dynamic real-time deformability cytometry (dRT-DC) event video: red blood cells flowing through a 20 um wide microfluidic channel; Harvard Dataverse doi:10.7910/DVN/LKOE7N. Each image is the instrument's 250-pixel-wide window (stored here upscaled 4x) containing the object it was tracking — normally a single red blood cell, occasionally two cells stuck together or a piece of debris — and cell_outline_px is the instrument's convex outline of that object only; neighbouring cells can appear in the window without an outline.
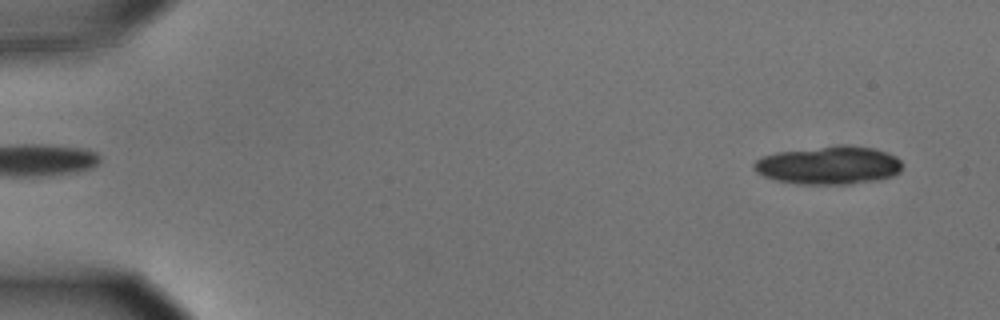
{"species": "common noctule bat (a hibernating species)", "species_latin": "Nyctalus noctula", "temperature_condition": "cold", "stored_images_in_passage": 43, "camera_frame_rate_fps": 3000, "um_per_image_px": 0.085, "animal": {"sex": "male", "body_mass_g": 15.6}, "frame": {"image": 1, "passage_image": 3, "time_ms": 0.667, "image_size_px": [1000, 320], "cell_outline_px": [[900, 172], [892, 176], [876, 180], [848, 184], [800, 184], [776, 180], [764, 176], [756, 172], [752, 168], [752, 164], [760, 156], [776, 152], [840, 144], [848, 144], [872, 148], [888, 152], [896, 156], [900, 160]], "centroid_in_image_um": [70.42, 14.03], "position_along_channel_um": 14.6, "area_um2": 33.29}}